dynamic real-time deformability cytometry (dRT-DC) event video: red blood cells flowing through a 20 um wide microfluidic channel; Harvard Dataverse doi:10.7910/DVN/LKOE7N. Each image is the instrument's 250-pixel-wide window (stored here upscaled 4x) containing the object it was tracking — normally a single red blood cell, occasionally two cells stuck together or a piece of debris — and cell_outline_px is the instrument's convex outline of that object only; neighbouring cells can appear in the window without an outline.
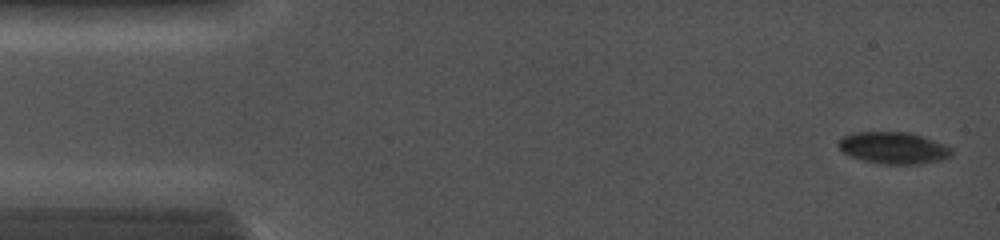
{"species": "common noctule bat (a hibernating species)", "species_latin": "Nyctalus noctula", "temperature_condition": "cold", "stored_images_in_passage": 18, "camera_frame_rate_fps": 5000, "um_per_image_px": 0.085, "animal": {"sex": "female", "body_mass_g": 19.0, "forearm_length_mm": 56.7}, "frame": {"image": 1, "passage_image": 1, "time_ms": 0.0, "image_size_px": [1000, 240], "cell_outline_px": [[952, 156], [940, 160], [920, 164], [884, 164], [864, 160], [848, 156], [840, 152], [836, 144], [844, 136], [856, 132], [908, 132], [924, 136], [936, 140], [952, 148]], "centroid_in_image_um": [75.94, 12.57], "position_along_channel_um": 9.1, "area_um2": 21.21}}
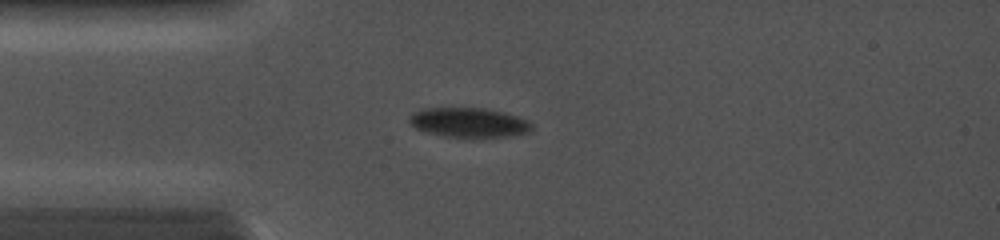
{"frame": {"image": 2, "passage_image": 13, "time_ms": 3.2, "image_size_px": [1000, 240], "cell_outline_px": [[532, 128], [528, 132], [508, 136], [472, 140], [468, 140], [444, 136], [428, 132], [416, 128], [408, 120], [408, 116], [412, 112], [420, 108], [484, 108], [504, 112], [528, 120], [532, 124]], "centroid_in_image_um": [39.84, 10.44], "position_along_channel_um": 45.2, "area_um2": 21.79}}
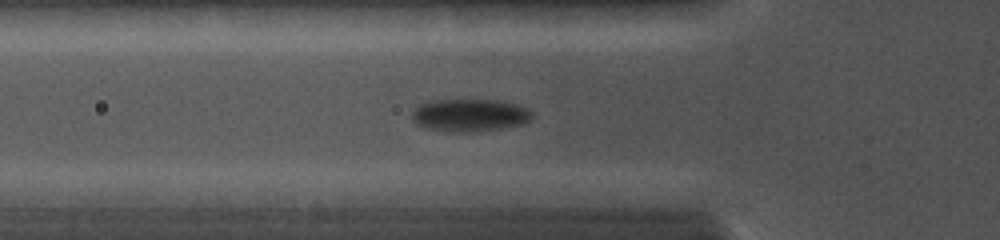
{"frame": {"image": 3, "passage_image": 18, "time_ms": 4.4, "image_size_px": [1000, 240], "cell_outline_px": [[532, 120], [524, 124], [476, 132], [452, 132], [428, 128], [412, 120], [412, 112], [420, 104], [428, 100], [500, 100], [520, 104], [528, 108], [532, 112]], "centroid_in_image_um": [39.99, 9.78], "position_along_channel_um": 85.8, "area_um2": 23.0}}